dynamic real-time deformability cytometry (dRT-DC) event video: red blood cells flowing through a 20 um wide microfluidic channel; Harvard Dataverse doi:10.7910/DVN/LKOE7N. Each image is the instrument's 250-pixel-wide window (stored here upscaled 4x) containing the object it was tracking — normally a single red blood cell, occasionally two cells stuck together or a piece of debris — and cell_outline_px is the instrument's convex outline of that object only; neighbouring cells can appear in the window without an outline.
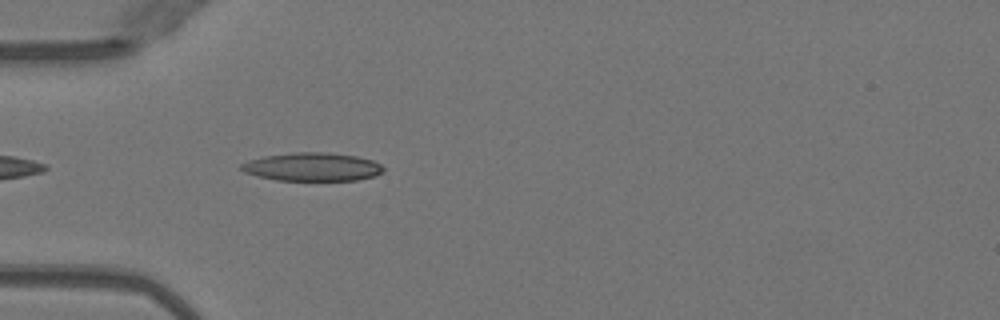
{"species": "Egyptian fruit bat (a non-hibernating species)", "species_latin": "Rousettus aegyptiacus", "temperature_condition": "warm", "stored_images_in_passage": 38, "camera_frame_rate_fps": 3000, "um_per_image_px": 0.085, "animal": {"sex": "female"}, "frame": {"image": 1, "passage_image": 3, "time_ms": 0.667, "image_size_px": [1000, 320], "cell_outline_px": [[384, 172], [376, 176], [356, 180], [276, 180], [256, 176], [244, 172], [240, 168], [240, 164], [248, 160], [264, 156], [292, 152], [324, 152], [356, 156], [372, 160], [380, 164], [384, 168]], "centroid_in_image_um": [26.53, 14.18], "position_along_channel_um": 58.5, "area_um2": 23.58}}
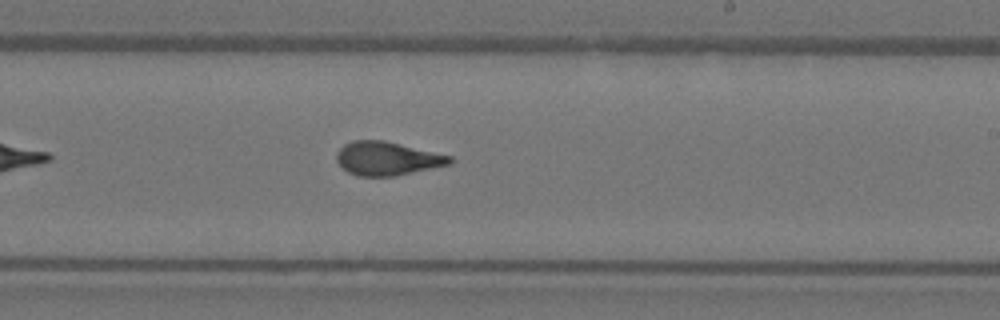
{"frame": {"image": 2, "passage_image": 18, "time_ms": 5.667, "image_size_px": [1000, 320], "cell_outline_px": [[456, 160], [452, 164], [396, 176], [360, 176], [348, 172], [336, 160], [336, 152], [344, 144], [352, 140], [384, 140], [452, 156]], "centroid_in_image_um": [32.94, 13.47], "position_along_channel_um": 256.1, "area_um2": 22.31}}
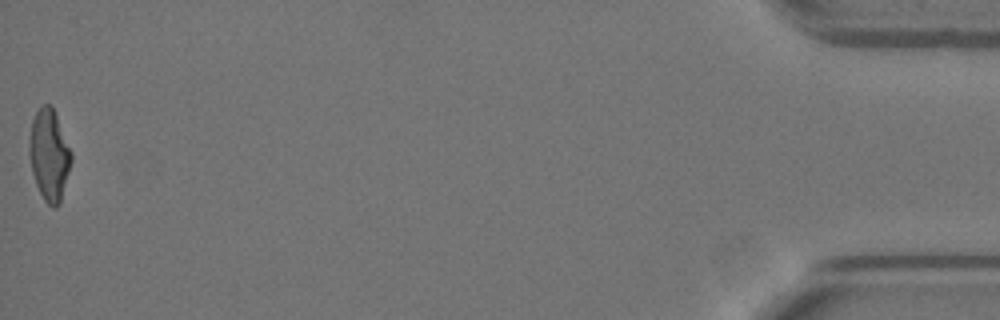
{"frame": {"image": 3, "passage_image": 38, "time_ms": 12.333, "image_size_px": [1000, 320], "cell_outline_px": [[72, 160], [60, 204], [56, 208], [52, 208], [44, 200], [36, 184], [32, 172], [28, 152], [28, 144], [32, 120], [36, 112], [44, 104], [48, 104], [52, 108], [56, 116], [72, 152]], "centroid_in_image_um": [4.18, 13.21], "position_along_channel_um": 431.0, "area_um2": 22.25}, "authors_computed_cell_mechanics": {"area_um2": 22.1952, "velocity_mm_per_s": 4.0575, "shape_relaxation_time_tau1_ms": 9.6161, "shape_relaxation_time_tau2_ms": 1.3154, "deformation_change_tau1": 0.2982, "deformation_change_tau2": 0.0977}}